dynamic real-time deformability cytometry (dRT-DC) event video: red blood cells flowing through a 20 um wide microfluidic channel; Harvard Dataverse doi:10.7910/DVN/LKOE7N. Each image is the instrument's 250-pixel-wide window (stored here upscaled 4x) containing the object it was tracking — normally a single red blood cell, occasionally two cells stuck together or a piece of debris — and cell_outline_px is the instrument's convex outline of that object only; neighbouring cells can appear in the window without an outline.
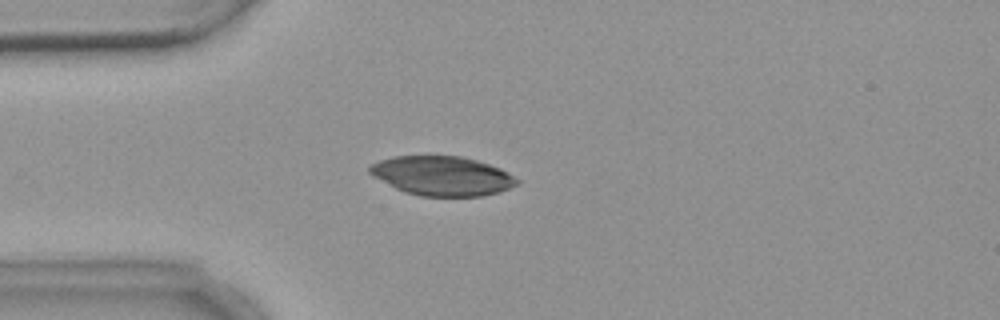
{"species": "common noctule bat (a hibernating species)", "species_latin": "Nyctalus noctula", "temperature_condition": "warm", "stored_images_in_passage": 4, "camera_frame_rate_fps": 3000, "um_per_image_px": 0.085, "animal": {"sex": "female", "body_mass_g": 18.4}, "frame": {"image": 1, "passage_image": 3, "time_ms": 2.333, "image_size_px": [1000, 320], "cell_outline_px": [[520, 184], [500, 192], [480, 196], [420, 196], [404, 192], [372, 176], [368, 172], [368, 168], [372, 164], [380, 160], [396, 156], [460, 156], [476, 160], [500, 168], [508, 172], [520, 180]], "centroid_in_image_um": [37.6, 14.96], "position_along_channel_um": 47.4, "area_um2": 33.81}}